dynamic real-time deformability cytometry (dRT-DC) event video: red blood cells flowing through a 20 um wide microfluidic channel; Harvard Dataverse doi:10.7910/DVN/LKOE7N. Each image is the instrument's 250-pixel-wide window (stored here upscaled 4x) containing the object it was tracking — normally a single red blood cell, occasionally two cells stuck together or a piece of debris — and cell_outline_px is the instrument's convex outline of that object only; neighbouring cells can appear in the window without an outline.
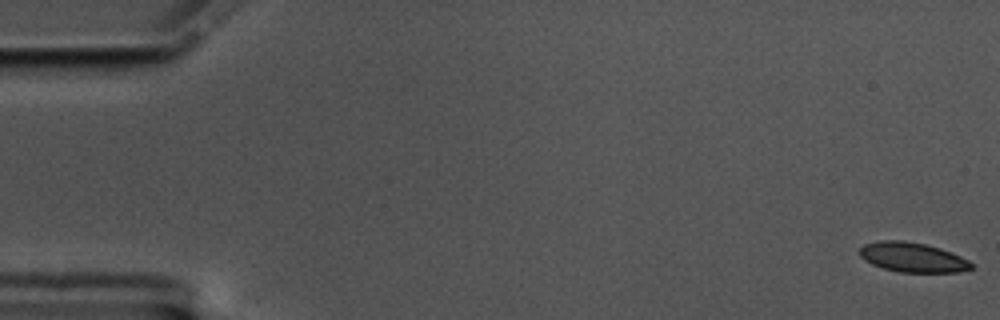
{"species": "common noctule bat (a hibernating species)", "species_latin": "Nyctalus noctula", "temperature_condition": "cold", "stored_images_in_passage": 58, "camera_frame_rate_fps": 3000, "um_per_image_px": 0.085, "animal": {"sex": "male", "body_mass_g": 17.5, "forearm_length_mm": 52.3}, "frame": {"image": 1, "passage_image": 1, "time_ms": 0.0, "image_size_px": [1000, 320], "cell_outline_px": [[972, 268], [956, 272], [900, 272], [884, 268], [872, 264], [864, 260], [860, 256], [860, 248], [864, 244], [880, 240], [904, 240], [924, 244], [940, 248], [960, 256], [968, 260], [972, 264]], "centroid_in_image_um": [77.54, 21.86], "position_along_channel_um": 7.5, "area_um2": 19.13}}
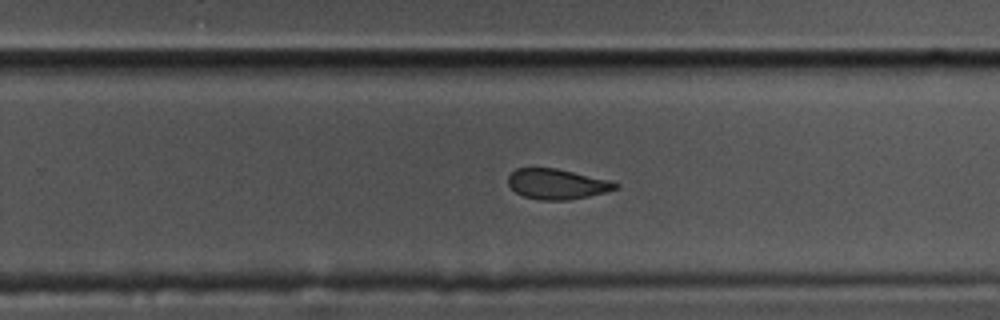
{"frame": {"image": 2, "passage_image": 37, "time_ms": 12.0, "image_size_px": [1000, 320], "cell_outline_px": [[620, 188], [608, 192], [568, 200], [540, 200], [524, 196], [516, 192], [508, 184], [508, 176], [516, 168], [556, 168], [612, 180], [620, 184]], "centroid_in_image_um": [47.4, 15.64], "position_along_channel_um": 282.4, "area_um2": 19.13}}
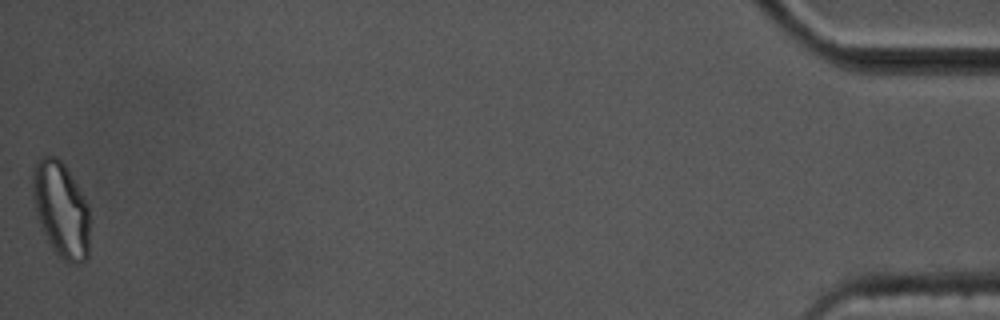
{"frame": {"image": 3, "passage_image": 58, "time_ms": 19.0, "image_size_px": [1000, 320], "cell_outline_px": [[88, 256], [80, 264], [72, 264], [64, 260], [52, 248], [40, 228], [32, 196], [32, 168], [40, 156], [56, 156], [64, 164], [88, 204]], "centroid_in_image_um": [5.15, 17.79], "position_along_channel_um": 430.0, "area_um2": 31.79}, "authors_computed_cell_mechanics": {"area_um2": 20.4612, "velocity_mm_per_s": 3.4825, "shape_relaxation_time_tau1_ms": 6.783, "shape_relaxation_time_tau2_ms": 3.262, "deformation_change_tau1": 0.1705, "deformation_change_tau2": 0.0917}}